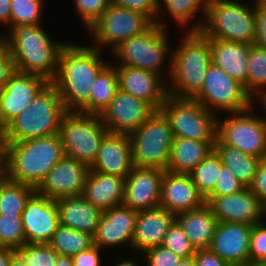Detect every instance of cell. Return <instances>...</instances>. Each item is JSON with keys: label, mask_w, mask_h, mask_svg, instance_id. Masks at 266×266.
Segmentation results:
<instances>
[{"label": "cell", "mask_w": 266, "mask_h": 266, "mask_svg": "<svg viewBox=\"0 0 266 266\" xmlns=\"http://www.w3.org/2000/svg\"><path fill=\"white\" fill-rule=\"evenodd\" d=\"M160 111L167 118L173 137L216 141V115L199 101L168 95Z\"/></svg>", "instance_id": "9c48e42d"}, {"label": "cell", "mask_w": 266, "mask_h": 266, "mask_svg": "<svg viewBox=\"0 0 266 266\" xmlns=\"http://www.w3.org/2000/svg\"><path fill=\"white\" fill-rule=\"evenodd\" d=\"M178 266H196L194 256L189 258H183Z\"/></svg>", "instance_id": "91938a15"}, {"label": "cell", "mask_w": 266, "mask_h": 266, "mask_svg": "<svg viewBox=\"0 0 266 266\" xmlns=\"http://www.w3.org/2000/svg\"><path fill=\"white\" fill-rule=\"evenodd\" d=\"M249 188L266 207V159H262L258 164L254 180Z\"/></svg>", "instance_id": "c3c4849f"}, {"label": "cell", "mask_w": 266, "mask_h": 266, "mask_svg": "<svg viewBox=\"0 0 266 266\" xmlns=\"http://www.w3.org/2000/svg\"><path fill=\"white\" fill-rule=\"evenodd\" d=\"M215 142L174 137L166 170L189 174L214 150Z\"/></svg>", "instance_id": "f546056e"}, {"label": "cell", "mask_w": 266, "mask_h": 266, "mask_svg": "<svg viewBox=\"0 0 266 266\" xmlns=\"http://www.w3.org/2000/svg\"><path fill=\"white\" fill-rule=\"evenodd\" d=\"M133 167L128 135L108 132L101 141L90 171L126 178Z\"/></svg>", "instance_id": "603a6c76"}, {"label": "cell", "mask_w": 266, "mask_h": 266, "mask_svg": "<svg viewBox=\"0 0 266 266\" xmlns=\"http://www.w3.org/2000/svg\"><path fill=\"white\" fill-rule=\"evenodd\" d=\"M164 170L135 166L126 177L123 205L136 211L160 206Z\"/></svg>", "instance_id": "e0dca14e"}, {"label": "cell", "mask_w": 266, "mask_h": 266, "mask_svg": "<svg viewBox=\"0 0 266 266\" xmlns=\"http://www.w3.org/2000/svg\"><path fill=\"white\" fill-rule=\"evenodd\" d=\"M4 37L15 64L21 73L36 74L51 82L58 69V59L66 42H56L40 25L13 26Z\"/></svg>", "instance_id": "7a4b0ae2"}, {"label": "cell", "mask_w": 266, "mask_h": 266, "mask_svg": "<svg viewBox=\"0 0 266 266\" xmlns=\"http://www.w3.org/2000/svg\"><path fill=\"white\" fill-rule=\"evenodd\" d=\"M25 244L22 215L0 214V247L18 250Z\"/></svg>", "instance_id": "74e56055"}, {"label": "cell", "mask_w": 266, "mask_h": 266, "mask_svg": "<svg viewBox=\"0 0 266 266\" xmlns=\"http://www.w3.org/2000/svg\"><path fill=\"white\" fill-rule=\"evenodd\" d=\"M221 170V158L215 150L202 160L190 173L198 192L206 199L214 190Z\"/></svg>", "instance_id": "8d00e7d4"}, {"label": "cell", "mask_w": 266, "mask_h": 266, "mask_svg": "<svg viewBox=\"0 0 266 266\" xmlns=\"http://www.w3.org/2000/svg\"><path fill=\"white\" fill-rule=\"evenodd\" d=\"M114 266H139L138 263L134 259H122L118 264L116 263Z\"/></svg>", "instance_id": "94428289"}, {"label": "cell", "mask_w": 266, "mask_h": 266, "mask_svg": "<svg viewBox=\"0 0 266 266\" xmlns=\"http://www.w3.org/2000/svg\"><path fill=\"white\" fill-rule=\"evenodd\" d=\"M26 243H48L59 226L56 200L34 193L22 213Z\"/></svg>", "instance_id": "ac0fdd59"}, {"label": "cell", "mask_w": 266, "mask_h": 266, "mask_svg": "<svg viewBox=\"0 0 266 266\" xmlns=\"http://www.w3.org/2000/svg\"><path fill=\"white\" fill-rule=\"evenodd\" d=\"M194 258L196 266H231L209 248L197 249Z\"/></svg>", "instance_id": "f907efd6"}, {"label": "cell", "mask_w": 266, "mask_h": 266, "mask_svg": "<svg viewBox=\"0 0 266 266\" xmlns=\"http://www.w3.org/2000/svg\"><path fill=\"white\" fill-rule=\"evenodd\" d=\"M249 8L234 0H207L205 18L194 24L205 38L254 44L256 38V4Z\"/></svg>", "instance_id": "5b68a950"}, {"label": "cell", "mask_w": 266, "mask_h": 266, "mask_svg": "<svg viewBox=\"0 0 266 266\" xmlns=\"http://www.w3.org/2000/svg\"><path fill=\"white\" fill-rule=\"evenodd\" d=\"M205 204L189 174L172 173L167 170L161 181L160 206L174 215L193 210Z\"/></svg>", "instance_id": "cb8c5ba5"}, {"label": "cell", "mask_w": 266, "mask_h": 266, "mask_svg": "<svg viewBox=\"0 0 266 266\" xmlns=\"http://www.w3.org/2000/svg\"><path fill=\"white\" fill-rule=\"evenodd\" d=\"M249 265H266V224L263 221L252 227L249 247Z\"/></svg>", "instance_id": "b9f144b4"}, {"label": "cell", "mask_w": 266, "mask_h": 266, "mask_svg": "<svg viewBox=\"0 0 266 266\" xmlns=\"http://www.w3.org/2000/svg\"><path fill=\"white\" fill-rule=\"evenodd\" d=\"M193 99L214 114V110L240 112L255 104L243 84L213 63L207 69L200 92Z\"/></svg>", "instance_id": "7c38bea8"}, {"label": "cell", "mask_w": 266, "mask_h": 266, "mask_svg": "<svg viewBox=\"0 0 266 266\" xmlns=\"http://www.w3.org/2000/svg\"><path fill=\"white\" fill-rule=\"evenodd\" d=\"M48 83L45 77L16 71L0 91V108L4 120L9 123L27 109Z\"/></svg>", "instance_id": "44dd1931"}, {"label": "cell", "mask_w": 266, "mask_h": 266, "mask_svg": "<svg viewBox=\"0 0 266 266\" xmlns=\"http://www.w3.org/2000/svg\"><path fill=\"white\" fill-rule=\"evenodd\" d=\"M252 225L218 222L209 249L231 266H249Z\"/></svg>", "instance_id": "ffe728a7"}, {"label": "cell", "mask_w": 266, "mask_h": 266, "mask_svg": "<svg viewBox=\"0 0 266 266\" xmlns=\"http://www.w3.org/2000/svg\"><path fill=\"white\" fill-rule=\"evenodd\" d=\"M181 45L170 51L168 95L193 99L201 90L212 63L209 41L199 31H187ZM170 85H172L170 87Z\"/></svg>", "instance_id": "277c9868"}, {"label": "cell", "mask_w": 266, "mask_h": 266, "mask_svg": "<svg viewBox=\"0 0 266 266\" xmlns=\"http://www.w3.org/2000/svg\"><path fill=\"white\" fill-rule=\"evenodd\" d=\"M167 31L166 27L153 23L144 32L122 42L112 51L120 61L118 66L127 65L161 76L170 48Z\"/></svg>", "instance_id": "8fae6325"}, {"label": "cell", "mask_w": 266, "mask_h": 266, "mask_svg": "<svg viewBox=\"0 0 266 266\" xmlns=\"http://www.w3.org/2000/svg\"><path fill=\"white\" fill-rule=\"evenodd\" d=\"M59 225L94 236L102 211L89 203L82 195L56 199Z\"/></svg>", "instance_id": "4316f807"}, {"label": "cell", "mask_w": 266, "mask_h": 266, "mask_svg": "<svg viewBox=\"0 0 266 266\" xmlns=\"http://www.w3.org/2000/svg\"><path fill=\"white\" fill-rule=\"evenodd\" d=\"M64 156L59 134L23 142H6L5 177L36 188Z\"/></svg>", "instance_id": "3957f363"}, {"label": "cell", "mask_w": 266, "mask_h": 266, "mask_svg": "<svg viewBox=\"0 0 266 266\" xmlns=\"http://www.w3.org/2000/svg\"><path fill=\"white\" fill-rule=\"evenodd\" d=\"M5 145L0 142V180L5 176Z\"/></svg>", "instance_id": "9f6ffc18"}, {"label": "cell", "mask_w": 266, "mask_h": 266, "mask_svg": "<svg viewBox=\"0 0 266 266\" xmlns=\"http://www.w3.org/2000/svg\"><path fill=\"white\" fill-rule=\"evenodd\" d=\"M176 221L196 250L209 248L218 221L206 203L197 209L177 214Z\"/></svg>", "instance_id": "f1b7e54d"}, {"label": "cell", "mask_w": 266, "mask_h": 266, "mask_svg": "<svg viewBox=\"0 0 266 266\" xmlns=\"http://www.w3.org/2000/svg\"><path fill=\"white\" fill-rule=\"evenodd\" d=\"M142 254L147 266H178L183 259L162 245L148 248Z\"/></svg>", "instance_id": "f6af8a7d"}, {"label": "cell", "mask_w": 266, "mask_h": 266, "mask_svg": "<svg viewBox=\"0 0 266 266\" xmlns=\"http://www.w3.org/2000/svg\"><path fill=\"white\" fill-rule=\"evenodd\" d=\"M35 192V187L4 176L0 180V214L22 215L27 201Z\"/></svg>", "instance_id": "836d02e7"}, {"label": "cell", "mask_w": 266, "mask_h": 266, "mask_svg": "<svg viewBox=\"0 0 266 266\" xmlns=\"http://www.w3.org/2000/svg\"><path fill=\"white\" fill-rule=\"evenodd\" d=\"M89 172L87 164L65 155L35 188L36 193L52 200L81 195Z\"/></svg>", "instance_id": "5bb4252c"}, {"label": "cell", "mask_w": 266, "mask_h": 266, "mask_svg": "<svg viewBox=\"0 0 266 266\" xmlns=\"http://www.w3.org/2000/svg\"><path fill=\"white\" fill-rule=\"evenodd\" d=\"M4 40V35L0 34V43Z\"/></svg>", "instance_id": "e7e4bbea"}, {"label": "cell", "mask_w": 266, "mask_h": 266, "mask_svg": "<svg viewBox=\"0 0 266 266\" xmlns=\"http://www.w3.org/2000/svg\"><path fill=\"white\" fill-rule=\"evenodd\" d=\"M128 137L135 166L167 169L174 137L167 118L160 110Z\"/></svg>", "instance_id": "52a82bcc"}, {"label": "cell", "mask_w": 266, "mask_h": 266, "mask_svg": "<svg viewBox=\"0 0 266 266\" xmlns=\"http://www.w3.org/2000/svg\"><path fill=\"white\" fill-rule=\"evenodd\" d=\"M16 72L15 64L7 43H0V91L5 87L10 77Z\"/></svg>", "instance_id": "7dc6e473"}, {"label": "cell", "mask_w": 266, "mask_h": 266, "mask_svg": "<svg viewBox=\"0 0 266 266\" xmlns=\"http://www.w3.org/2000/svg\"><path fill=\"white\" fill-rule=\"evenodd\" d=\"M176 220V215L158 206L139 211L132 238V249L142 253L148 248L163 244L166 233Z\"/></svg>", "instance_id": "d4e9b609"}, {"label": "cell", "mask_w": 266, "mask_h": 266, "mask_svg": "<svg viewBox=\"0 0 266 266\" xmlns=\"http://www.w3.org/2000/svg\"><path fill=\"white\" fill-rule=\"evenodd\" d=\"M162 246L182 258L192 257L196 252V249L190 243L182 227L176 220L166 233Z\"/></svg>", "instance_id": "60d3db41"}, {"label": "cell", "mask_w": 266, "mask_h": 266, "mask_svg": "<svg viewBox=\"0 0 266 266\" xmlns=\"http://www.w3.org/2000/svg\"><path fill=\"white\" fill-rule=\"evenodd\" d=\"M67 112L57 88L49 82L38 92L30 106L8 123L7 142H23L59 134Z\"/></svg>", "instance_id": "8992f818"}, {"label": "cell", "mask_w": 266, "mask_h": 266, "mask_svg": "<svg viewBox=\"0 0 266 266\" xmlns=\"http://www.w3.org/2000/svg\"><path fill=\"white\" fill-rule=\"evenodd\" d=\"M16 252L27 266H55L59 256L48 243H26Z\"/></svg>", "instance_id": "ab89813d"}, {"label": "cell", "mask_w": 266, "mask_h": 266, "mask_svg": "<svg viewBox=\"0 0 266 266\" xmlns=\"http://www.w3.org/2000/svg\"><path fill=\"white\" fill-rule=\"evenodd\" d=\"M255 45L266 48V5H256Z\"/></svg>", "instance_id": "816d5d0a"}, {"label": "cell", "mask_w": 266, "mask_h": 266, "mask_svg": "<svg viewBox=\"0 0 266 266\" xmlns=\"http://www.w3.org/2000/svg\"><path fill=\"white\" fill-rule=\"evenodd\" d=\"M16 253V250L0 247V266H9L11 257Z\"/></svg>", "instance_id": "db71d44e"}, {"label": "cell", "mask_w": 266, "mask_h": 266, "mask_svg": "<svg viewBox=\"0 0 266 266\" xmlns=\"http://www.w3.org/2000/svg\"><path fill=\"white\" fill-rule=\"evenodd\" d=\"M9 266H27V264L24 262L23 258L16 252L11 257Z\"/></svg>", "instance_id": "680465c9"}, {"label": "cell", "mask_w": 266, "mask_h": 266, "mask_svg": "<svg viewBox=\"0 0 266 266\" xmlns=\"http://www.w3.org/2000/svg\"><path fill=\"white\" fill-rule=\"evenodd\" d=\"M108 132L100 116L68 111L62 119L59 136L65 155L90 167Z\"/></svg>", "instance_id": "ba28073f"}, {"label": "cell", "mask_w": 266, "mask_h": 266, "mask_svg": "<svg viewBox=\"0 0 266 266\" xmlns=\"http://www.w3.org/2000/svg\"><path fill=\"white\" fill-rule=\"evenodd\" d=\"M152 24L153 22L140 12L110 4L88 31L93 35V42H96L92 47L101 50L102 47L110 45L113 51L122 42L144 32Z\"/></svg>", "instance_id": "4fadbf2b"}, {"label": "cell", "mask_w": 266, "mask_h": 266, "mask_svg": "<svg viewBox=\"0 0 266 266\" xmlns=\"http://www.w3.org/2000/svg\"><path fill=\"white\" fill-rule=\"evenodd\" d=\"M263 105H261L263 108L262 109H264L263 111H265L266 110V99H264L262 102H261Z\"/></svg>", "instance_id": "be15d7a7"}, {"label": "cell", "mask_w": 266, "mask_h": 266, "mask_svg": "<svg viewBox=\"0 0 266 266\" xmlns=\"http://www.w3.org/2000/svg\"><path fill=\"white\" fill-rule=\"evenodd\" d=\"M255 105L230 113L231 116L222 122L217 118L214 145H229L261 160L266 159V116L252 114Z\"/></svg>", "instance_id": "30bf717a"}, {"label": "cell", "mask_w": 266, "mask_h": 266, "mask_svg": "<svg viewBox=\"0 0 266 266\" xmlns=\"http://www.w3.org/2000/svg\"><path fill=\"white\" fill-rule=\"evenodd\" d=\"M75 8L86 28H90L110 5L109 0H75Z\"/></svg>", "instance_id": "7bdbcfd3"}, {"label": "cell", "mask_w": 266, "mask_h": 266, "mask_svg": "<svg viewBox=\"0 0 266 266\" xmlns=\"http://www.w3.org/2000/svg\"><path fill=\"white\" fill-rule=\"evenodd\" d=\"M205 203L218 222L254 225L265 219V207L259 198L246 187L241 192L223 196H208Z\"/></svg>", "instance_id": "2e32d148"}, {"label": "cell", "mask_w": 266, "mask_h": 266, "mask_svg": "<svg viewBox=\"0 0 266 266\" xmlns=\"http://www.w3.org/2000/svg\"><path fill=\"white\" fill-rule=\"evenodd\" d=\"M206 39L210 44L212 63L243 84L246 90L249 44Z\"/></svg>", "instance_id": "83f0119b"}, {"label": "cell", "mask_w": 266, "mask_h": 266, "mask_svg": "<svg viewBox=\"0 0 266 266\" xmlns=\"http://www.w3.org/2000/svg\"><path fill=\"white\" fill-rule=\"evenodd\" d=\"M100 251L97 245H94L88 250L72 256L74 266H101Z\"/></svg>", "instance_id": "681fc988"}, {"label": "cell", "mask_w": 266, "mask_h": 266, "mask_svg": "<svg viewBox=\"0 0 266 266\" xmlns=\"http://www.w3.org/2000/svg\"><path fill=\"white\" fill-rule=\"evenodd\" d=\"M126 178L90 171L82 196L92 205L105 211L122 205Z\"/></svg>", "instance_id": "484cf974"}, {"label": "cell", "mask_w": 266, "mask_h": 266, "mask_svg": "<svg viewBox=\"0 0 266 266\" xmlns=\"http://www.w3.org/2000/svg\"><path fill=\"white\" fill-rule=\"evenodd\" d=\"M10 6L11 28L25 24L41 25L44 0H11Z\"/></svg>", "instance_id": "f35d334b"}, {"label": "cell", "mask_w": 266, "mask_h": 266, "mask_svg": "<svg viewBox=\"0 0 266 266\" xmlns=\"http://www.w3.org/2000/svg\"><path fill=\"white\" fill-rule=\"evenodd\" d=\"M139 211L119 205L102 211L94 234V245L102 250L105 247L127 244L132 249V238Z\"/></svg>", "instance_id": "7402d4cb"}, {"label": "cell", "mask_w": 266, "mask_h": 266, "mask_svg": "<svg viewBox=\"0 0 266 266\" xmlns=\"http://www.w3.org/2000/svg\"><path fill=\"white\" fill-rule=\"evenodd\" d=\"M246 186L234 175V173L222 164L218 182L209 196H223L241 192Z\"/></svg>", "instance_id": "ee69618b"}, {"label": "cell", "mask_w": 266, "mask_h": 266, "mask_svg": "<svg viewBox=\"0 0 266 266\" xmlns=\"http://www.w3.org/2000/svg\"><path fill=\"white\" fill-rule=\"evenodd\" d=\"M55 266H74L71 256H61L57 257Z\"/></svg>", "instance_id": "6f0895ef"}, {"label": "cell", "mask_w": 266, "mask_h": 266, "mask_svg": "<svg viewBox=\"0 0 266 266\" xmlns=\"http://www.w3.org/2000/svg\"><path fill=\"white\" fill-rule=\"evenodd\" d=\"M119 90L149 103L160 110L168 96V84L163 75L127 65L116 66ZM164 80V81H163Z\"/></svg>", "instance_id": "d6986e66"}, {"label": "cell", "mask_w": 266, "mask_h": 266, "mask_svg": "<svg viewBox=\"0 0 266 266\" xmlns=\"http://www.w3.org/2000/svg\"><path fill=\"white\" fill-rule=\"evenodd\" d=\"M111 62L94 79L89 100L77 111L100 116L119 90L116 64Z\"/></svg>", "instance_id": "4dcf8cb0"}, {"label": "cell", "mask_w": 266, "mask_h": 266, "mask_svg": "<svg viewBox=\"0 0 266 266\" xmlns=\"http://www.w3.org/2000/svg\"><path fill=\"white\" fill-rule=\"evenodd\" d=\"M246 92L253 101L266 99V48L255 44L249 45Z\"/></svg>", "instance_id": "d6a6232c"}, {"label": "cell", "mask_w": 266, "mask_h": 266, "mask_svg": "<svg viewBox=\"0 0 266 266\" xmlns=\"http://www.w3.org/2000/svg\"><path fill=\"white\" fill-rule=\"evenodd\" d=\"M109 3L140 12L153 23L158 19V0H109Z\"/></svg>", "instance_id": "bcb514c9"}, {"label": "cell", "mask_w": 266, "mask_h": 266, "mask_svg": "<svg viewBox=\"0 0 266 266\" xmlns=\"http://www.w3.org/2000/svg\"><path fill=\"white\" fill-rule=\"evenodd\" d=\"M214 150L221 158L222 164L231 169L246 187L252 184L257 166L261 162L260 158L229 145H214Z\"/></svg>", "instance_id": "1f68e13d"}, {"label": "cell", "mask_w": 266, "mask_h": 266, "mask_svg": "<svg viewBox=\"0 0 266 266\" xmlns=\"http://www.w3.org/2000/svg\"><path fill=\"white\" fill-rule=\"evenodd\" d=\"M11 0H0V24L11 29Z\"/></svg>", "instance_id": "f5cc1de1"}, {"label": "cell", "mask_w": 266, "mask_h": 266, "mask_svg": "<svg viewBox=\"0 0 266 266\" xmlns=\"http://www.w3.org/2000/svg\"><path fill=\"white\" fill-rule=\"evenodd\" d=\"M155 111L144 100L118 90L100 118L109 132L128 135L138 129Z\"/></svg>", "instance_id": "9a60e30c"}, {"label": "cell", "mask_w": 266, "mask_h": 266, "mask_svg": "<svg viewBox=\"0 0 266 266\" xmlns=\"http://www.w3.org/2000/svg\"><path fill=\"white\" fill-rule=\"evenodd\" d=\"M256 5H266V0H255Z\"/></svg>", "instance_id": "6125c7cd"}, {"label": "cell", "mask_w": 266, "mask_h": 266, "mask_svg": "<svg viewBox=\"0 0 266 266\" xmlns=\"http://www.w3.org/2000/svg\"><path fill=\"white\" fill-rule=\"evenodd\" d=\"M8 136V123L4 120L0 108V142L6 145Z\"/></svg>", "instance_id": "11a10c76"}, {"label": "cell", "mask_w": 266, "mask_h": 266, "mask_svg": "<svg viewBox=\"0 0 266 266\" xmlns=\"http://www.w3.org/2000/svg\"><path fill=\"white\" fill-rule=\"evenodd\" d=\"M48 244L58 255L72 257L93 247L94 237L59 225Z\"/></svg>", "instance_id": "e575fe53"}, {"label": "cell", "mask_w": 266, "mask_h": 266, "mask_svg": "<svg viewBox=\"0 0 266 266\" xmlns=\"http://www.w3.org/2000/svg\"><path fill=\"white\" fill-rule=\"evenodd\" d=\"M101 52L73 42L61 49L57 74L51 82L67 111H78L89 100L94 79L110 63L102 60Z\"/></svg>", "instance_id": "6da1fadb"}, {"label": "cell", "mask_w": 266, "mask_h": 266, "mask_svg": "<svg viewBox=\"0 0 266 266\" xmlns=\"http://www.w3.org/2000/svg\"><path fill=\"white\" fill-rule=\"evenodd\" d=\"M206 2L207 0H158V19L156 23L162 27H166L163 19H159L160 14H163L162 7L165 5L164 8L168 11L166 13L170 14L177 24L185 28L190 25L188 31H194V25H191L189 22L196 16L195 14L198 11H200L199 13L202 12V18H205Z\"/></svg>", "instance_id": "d590c367"}]
</instances>
